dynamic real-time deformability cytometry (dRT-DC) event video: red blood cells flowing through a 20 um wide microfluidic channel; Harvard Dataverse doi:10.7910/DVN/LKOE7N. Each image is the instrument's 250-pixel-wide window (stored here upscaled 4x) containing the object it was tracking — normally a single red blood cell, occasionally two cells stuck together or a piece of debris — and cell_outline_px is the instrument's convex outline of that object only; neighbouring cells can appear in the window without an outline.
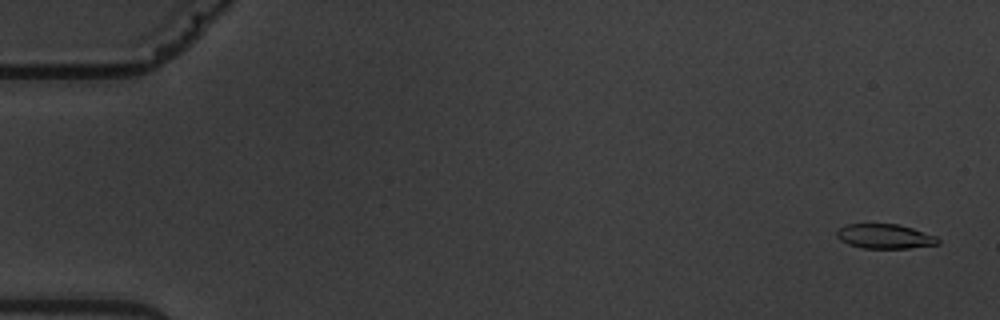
{"species": "common noctule bat (a hibernating species)", "species_latin": "Nyctalus noctula", "temperature_condition": "warm", "stored_images_in_passage": 7, "camera_frame_rate_fps": 3000, "um_per_image_px": 0.085, "animal": {"sex": "male", "body_mass_g": 19.5, "forearm_length_mm": 54.6}, "frame": {"image": 1, "passage_image": 1, "time_ms": 0.0, "image_size_px": [1000, 320], "cell_outline_px": [[940, 244], [908, 248], [860, 248], [848, 244], [840, 240], [836, 236], [836, 232], [840, 228], [848, 224], [896, 224], [912, 228], [936, 236], [940, 240]], "centroid_in_image_um": [75.21, 20.1], "position_along_channel_um": 9.8, "area_um2": 14.45}}
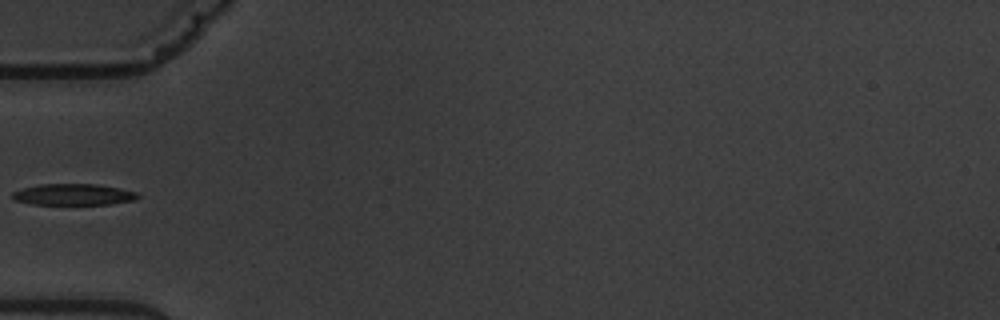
{"frame": {"image": 2, "passage_image": 6, "time_ms": 6.0, "image_size_px": [1000, 320], "cell_outline_px": [[140, 196], [132, 200], [108, 204], [32, 204], [12, 200], [12, 192], [24, 188], [40, 184], [96, 184], [120, 188], [136, 192]], "centroid_in_image_um": [6.2, 16.53], "position_along_channel_um": 78.8, "area_um2": 15.43}}
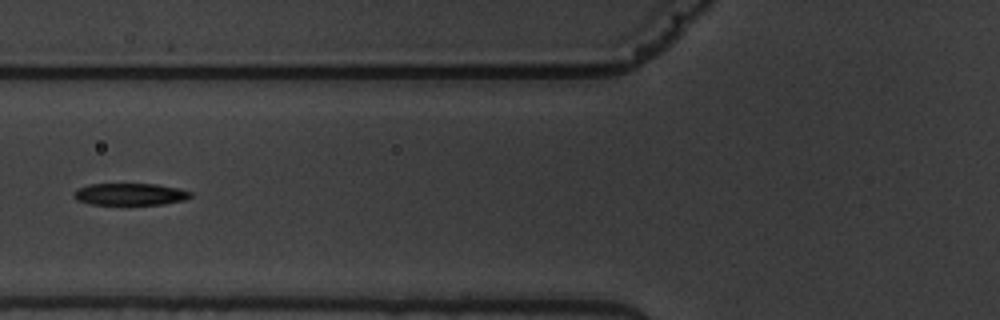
{"frame": {"image": 3, "passage_image": 7, "time_ms": 7.0, "image_size_px": [1000, 320], "cell_outline_px": [[192, 196], [184, 200], [164, 204], [88, 204], [76, 200], [72, 196], [72, 192], [88, 184], [156, 184], [180, 188], [192, 192]], "centroid_in_image_um": [11.05, 16.5], "position_along_channel_um": 114.8, "area_um2": 15.03}}